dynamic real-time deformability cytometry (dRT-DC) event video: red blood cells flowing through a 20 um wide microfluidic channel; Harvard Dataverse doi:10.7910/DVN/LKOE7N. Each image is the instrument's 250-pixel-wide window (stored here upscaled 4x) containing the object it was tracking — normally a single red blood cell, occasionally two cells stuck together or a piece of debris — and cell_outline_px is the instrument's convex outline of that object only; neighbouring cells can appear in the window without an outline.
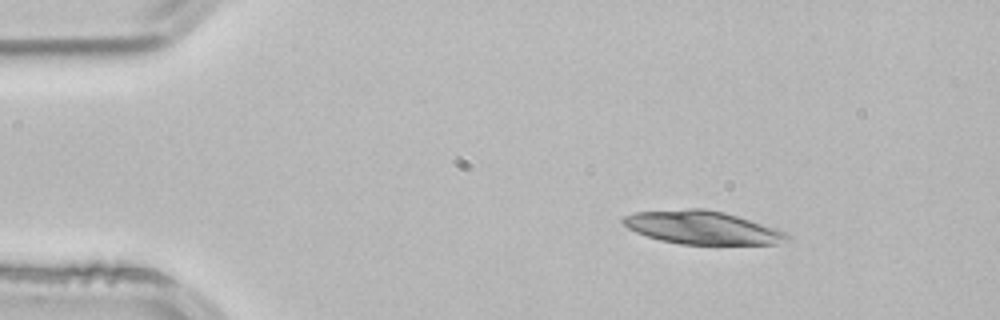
{"species": "common noctule bat (a hibernating species)", "species_latin": "Nyctalus noctula", "temperature_condition": "room temperature", "stored_images_in_passage": 2, "camera_frame_rate_fps": 3000, "um_per_image_px": 0.085, "animal": {"sex": "male", "body_mass_g": 21.5, "forearm_length_mm": 52.0}, "frame": {"image": 1, "passage_image": 1, "time_ms": 0.0, "image_size_px": [1000, 320], "cell_outline_px": [[792, 240], [776, 244], [680, 244], [660, 240], [636, 232], [628, 228], [620, 220], [624, 216], [636, 212], [688, 208], [704, 208], [724, 212], [776, 228], [788, 232], [792, 236]], "centroid_in_image_um": [59.74, 19.34], "position_along_channel_um": 25.3, "area_um2": 31.85}}